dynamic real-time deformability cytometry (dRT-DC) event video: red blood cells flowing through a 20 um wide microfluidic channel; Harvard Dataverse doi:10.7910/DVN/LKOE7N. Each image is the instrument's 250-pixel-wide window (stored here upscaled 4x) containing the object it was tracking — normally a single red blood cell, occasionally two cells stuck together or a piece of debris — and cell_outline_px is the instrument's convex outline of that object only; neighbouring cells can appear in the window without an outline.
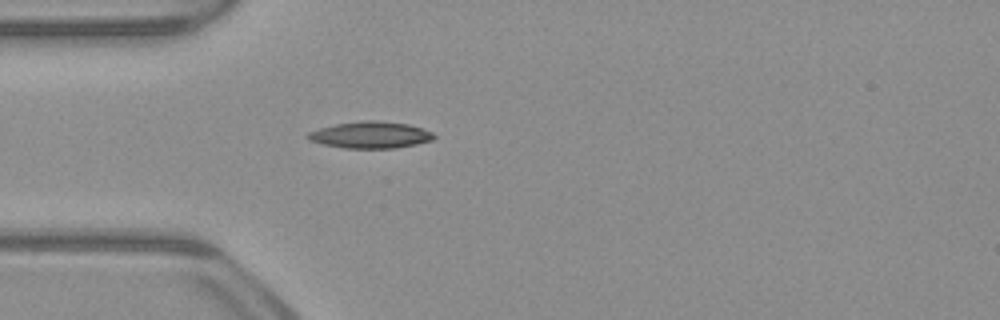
{"species": "common noctule bat (a hibernating species)", "species_latin": "Nyctalus noctula", "temperature_condition": "warm", "stored_images_in_passage": 39, "camera_frame_rate_fps": 3000, "um_per_image_px": 0.085, "animal": {"sex": "male", "body_mass_g": 23.1, "forearm_length_mm": 52.7}, "frame": {"image": 1, "passage_image": 2, "time_ms": 0.333, "image_size_px": [1000, 320], "cell_outline_px": [[436, 136], [432, 140], [416, 144], [396, 148], [344, 148], [324, 144], [308, 140], [304, 136], [308, 132], [320, 128], [336, 124], [364, 120], [376, 120], [408, 124], [424, 128], [432, 132]], "centroid_in_image_um": [31.49, 11.46], "position_along_channel_um": 53.5, "area_um2": 19.65}}
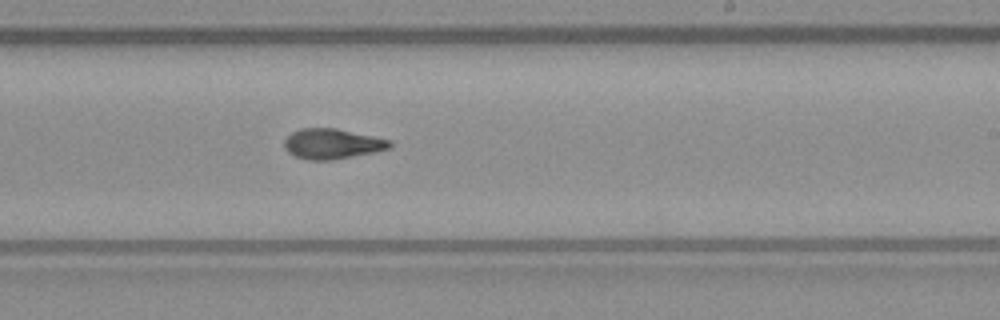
{"frame": {"image": 2, "passage_image": 18, "time_ms": 5.667, "image_size_px": [1000, 320], "cell_outline_px": [[392, 144], [388, 148], [372, 152], [332, 160], [308, 160], [296, 156], [288, 152], [284, 148], [284, 140], [292, 132], [300, 128], [336, 128], [392, 140]], "centroid_in_image_um": [28.21, 12.21], "position_along_channel_um": 260.8, "area_um2": 18.44}}
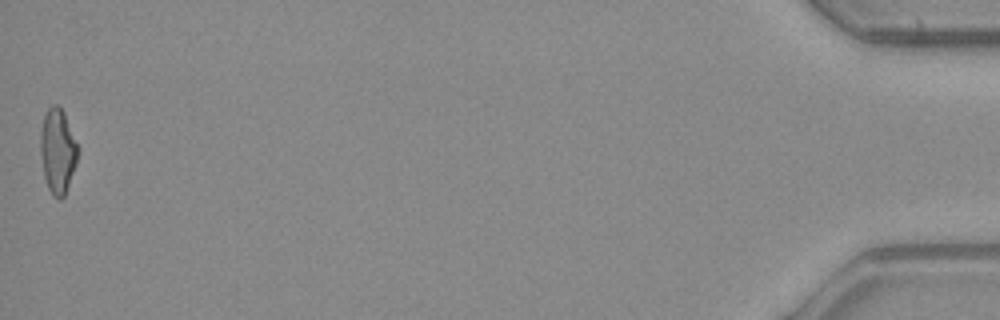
{"frame": {"image": 3, "passage_image": 39, "time_ms": 12.667, "image_size_px": [1000, 320], "cell_outline_px": [[80, 152], [76, 164], [64, 196], [60, 200], [52, 196], [48, 188], [44, 176], [40, 152], [40, 132], [44, 116], [48, 108], [52, 104], [56, 104], [64, 112], [80, 148]], "centroid_in_image_um": [4.92, 12.83], "position_along_channel_um": 430.3, "area_um2": 18.73}, "authors_computed_cell_mechanics": {"area_um2": 18.5538, "velocity_mm_per_s": 3.9782, "shape_relaxation_time_tau1_ms": null, "shape_relaxation_time_tau2_ms": 2.8535, "deformation_change_tau1": null, "deformation_change_tau2": 0.0973}}